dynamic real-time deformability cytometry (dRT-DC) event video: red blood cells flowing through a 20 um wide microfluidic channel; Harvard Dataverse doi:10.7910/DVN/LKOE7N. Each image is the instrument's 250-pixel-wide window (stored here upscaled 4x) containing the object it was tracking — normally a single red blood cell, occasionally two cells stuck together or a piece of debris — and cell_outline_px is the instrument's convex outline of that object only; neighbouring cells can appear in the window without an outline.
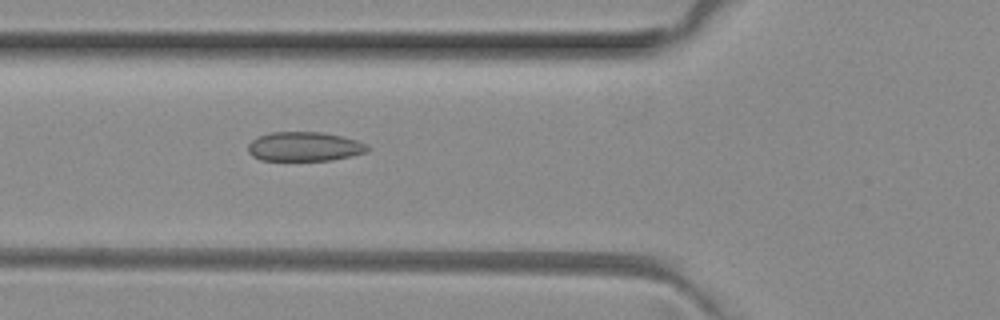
{"species": "common noctule bat (a hibernating species)", "species_latin": "Nyctalus noctula", "temperature_condition": "room temperature", "stored_images_in_passage": 5, "camera_frame_rate_fps": 3000, "um_per_image_px": 0.085, "animal": {"sex": "female", "body_mass_g": 29.2, "forearm_length_mm": 56.3}, "frame": {"image": 1, "passage_image": 5, "time_ms": 1.333, "image_size_px": [1000, 320], "cell_outline_px": [[372, 148], [368, 152], [352, 156], [332, 160], [260, 160], [252, 156], [248, 152], [248, 144], [252, 140], [260, 136], [272, 132], [324, 132], [344, 136], [368, 144]], "centroid_in_image_um": [25.94, 12.46], "position_along_channel_um": 99.9, "area_um2": 20.63}}